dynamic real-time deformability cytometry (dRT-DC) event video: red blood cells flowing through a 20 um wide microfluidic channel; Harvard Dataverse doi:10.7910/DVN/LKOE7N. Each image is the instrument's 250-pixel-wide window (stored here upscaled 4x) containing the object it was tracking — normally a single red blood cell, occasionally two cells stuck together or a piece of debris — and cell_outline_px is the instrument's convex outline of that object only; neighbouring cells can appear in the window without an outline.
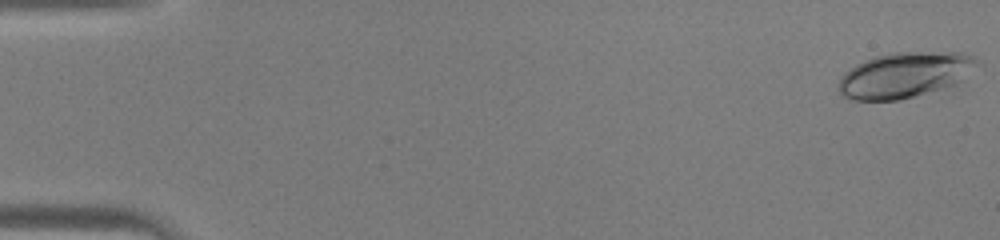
{"species": "human", "species_latin": "Homo sapiens", "temperature_condition": "warm", "stored_images_in_passage": 45, "camera_frame_rate_fps": 3000, "um_per_image_px": 0.085, "donor": {"sex": "male"}, "frame": {"image": 1, "passage_image": 1, "time_ms": 0.0, "image_size_px": [1000, 240], "cell_outline_px": [[984, 68], [964, 80], [956, 84], [916, 96], [900, 100], [848, 100], [836, 88], [840, 76], [844, 72], [856, 64], [872, 56], [892, 52], [960, 52], [976, 56], [984, 64]], "centroid_in_image_um": [77.02, 6.35], "position_along_channel_um": 8.0, "area_um2": 38.09}}
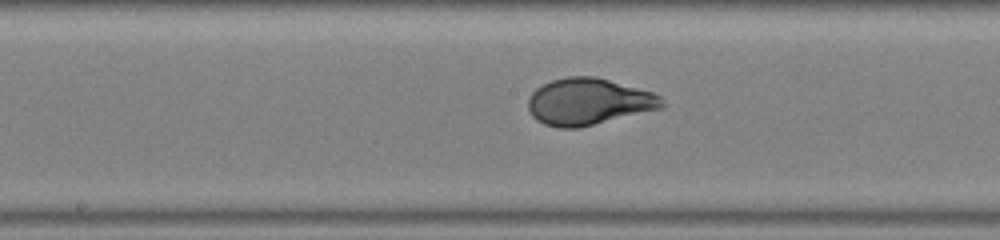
{"frame": {"image": 2, "passage_image": 24, "time_ms": 7.667, "image_size_px": [1000, 240], "cell_outline_px": [[664, 108], [580, 128], [560, 128], [544, 124], [536, 120], [532, 116], [528, 108], [528, 96], [536, 88], [552, 80], [568, 76], [596, 76], [652, 92], [660, 96], [664, 104]], "centroid_in_image_um": [50.02, 8.65], "position_along_channel_um": 198.2, "area_um2": 36.65}}
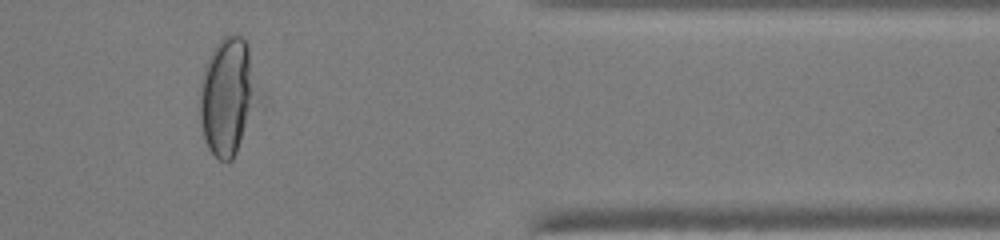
{"frame": {"image": 3, "passage_image": 38, "time_ms": 12.333, "image_size_px": [1000, 240], "cell_outline_px": [[260, 88], [236, 152], [232, 160], [220, 160], [208, 148], [204, 140], [200, 120], [200, 84], [204, 68], [216, 44], [224, 36], [236, 32], [244, 40], [248, 48]], "centroid_in_image_um": [19.32, 8.13], "position_along_channel_um": 392.1, "area_um2": 38.9}}